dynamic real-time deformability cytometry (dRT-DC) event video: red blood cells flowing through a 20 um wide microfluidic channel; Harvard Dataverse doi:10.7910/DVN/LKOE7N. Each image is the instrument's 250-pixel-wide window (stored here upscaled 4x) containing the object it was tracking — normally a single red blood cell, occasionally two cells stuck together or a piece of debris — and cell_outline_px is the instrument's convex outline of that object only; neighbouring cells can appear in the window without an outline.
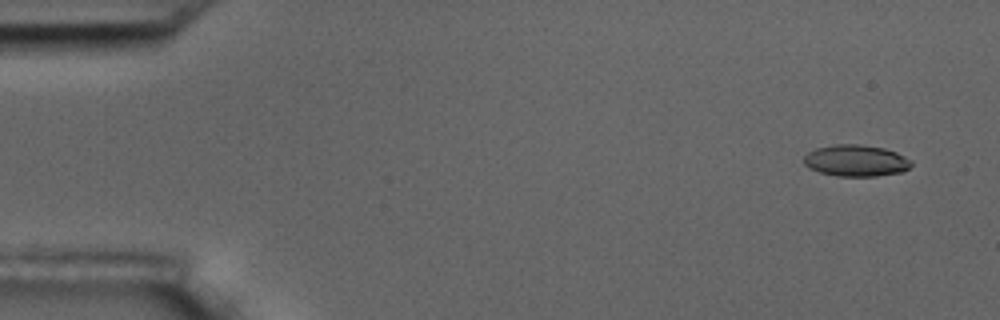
{"species": "common noctule bat (a hibernating species)", "species_latin": "Nyctalus noctula", "temperature_condition": "room temperature", "stored_images_in_passage": 4, "camera_frame_rate_fps": 3000, "um_per_image_px": 0.085, "animal": {"sex": "male", "body_mass_g": 17.5, "forearm_length_mm": 52.3}, "frame": {"image": 1, "passage_image": 1, "time_ms": 0.0, "image_size_px": [1000, 320], "cell_outline_px": [[912, 164], [904, 172], [876, 176], [836, 176], [820, 172], [808, 168], [804, 164], [804, 156], [808, 152], [816, 148], [836, 144], [856, 144], [884, 148], [896, 152], [912, 160]], "centroid_in_image_um": [72.76, 13.66], "position_along_channel_um": 12.2, "area_um2": 19.83}}
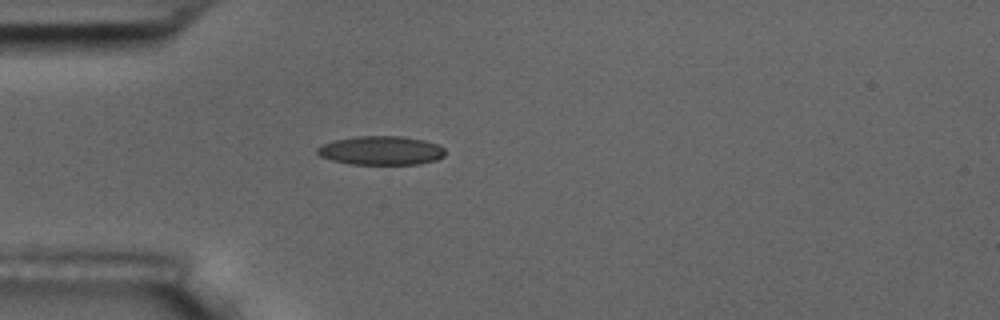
{"frame": {"image": 2, "passage_image": 4, "time_ms": 4.333, "image_size_px": [1000, 320], "cell_outline_px": [[444, 156], [436, 160], [420, 164], [348, 164], [332, 160], [320, 156], [316, 152], [316, 148], [324, 144], [336, 140], [356, 136], [404, 136], [424, 140], [436, 144], [444, 148]], "centroid_in_image_um": [32.39, 12.79], "position_along_channel_um": 52.6, "area_um2": 21.5}}